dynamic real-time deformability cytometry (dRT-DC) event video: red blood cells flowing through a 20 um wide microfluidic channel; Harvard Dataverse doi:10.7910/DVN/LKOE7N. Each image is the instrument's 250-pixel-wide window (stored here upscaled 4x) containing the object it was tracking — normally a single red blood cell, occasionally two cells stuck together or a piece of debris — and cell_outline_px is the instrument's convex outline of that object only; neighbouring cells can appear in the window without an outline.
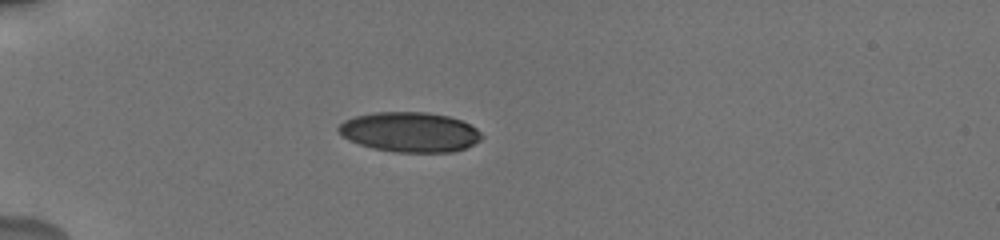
{"species": "human", "species_latin": "Homo sapiens", "temperature_condition": "cold", "stored_images_in_passage": 43, "camera_frame_rate_fps": 3000, "um_per_image_px": 0.085, "donor": {"sex": "male"}, "frame": {"image": 1, "passage_image": 1, "time_ms": 0.0, "image_size_px": [1000, 240], "cell_outline_px": [[484, 136], [480, 140], [464, 148], [452, 152], [396, 152], [376, 148], [360, 144], [348, 140], [336, 128], [344, 120], [356, 116], [372, 112], [424, 112], [448, 116], [460, 120], [476, 128]], "centroid_in_image_um": [34.83, 11.22], "position_along_channel_um": 50.2, "area_um2": 33.0}}
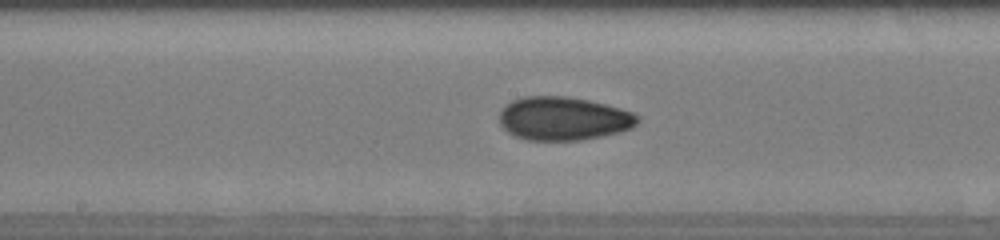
{"frame": {"image": 2, "passage_image": 20, "time_ms": 4.667, "image_size_px": [1000, 240], "cell_outline_px": [[640, 120], [636, 124], [628, 128], [616, 132], [600, 136], [580, 140], [528, 140], [516, 136], [508, 132], [500, 124], [500, 112], [512, 100], [524, 96], [568, 96], [588, 100], [620, 108], [632, 112], [640, 116]], "centroid_in_image_um": [47.88, 10.07], "position_along_channel_um": 200.3, "area_um2": 34.68}}
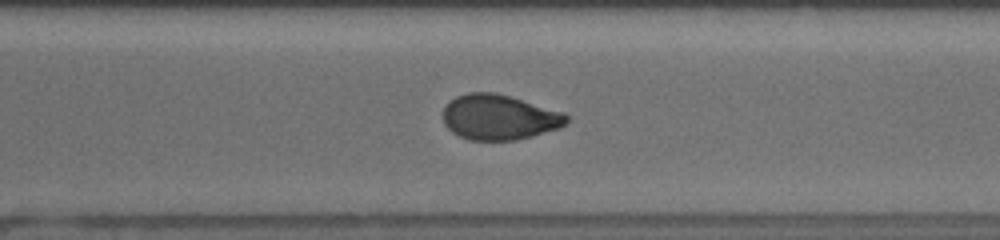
{"frame": {"image": 3, "passage_image": 39, "time_ms": 8.0, "image_size_px": [1000, 240], "cell_outline_px": [[568, 120], [564, 124], [556, 128], [532, 136], [516, 140], [468, 140], [452, 132], [444, 124], [444, 108], [456, 96], [468, 92], [492, 92], [512, 96], [564, 112], [568, 116]], "centroid_in_image_um": [42.43, 9.95], "position_along_channel_um": 328.2, "area_um2": 32.43}}